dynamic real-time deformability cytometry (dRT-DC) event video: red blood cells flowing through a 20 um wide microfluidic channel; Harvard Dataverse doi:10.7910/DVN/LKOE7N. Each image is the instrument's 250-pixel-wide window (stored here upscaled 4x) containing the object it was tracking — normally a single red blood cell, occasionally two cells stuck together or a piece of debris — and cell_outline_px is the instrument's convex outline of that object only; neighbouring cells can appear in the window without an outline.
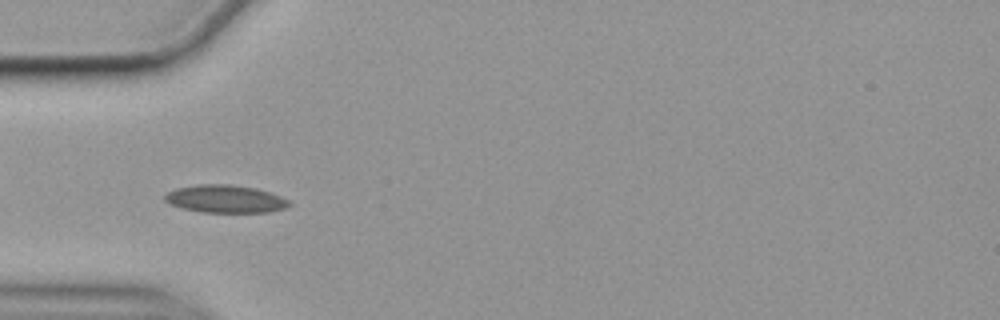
{"species": "common noctule bat (a hibernating species)", "species_latin": "Nyctalus noctula", "temperature_condition": "cold", "stored_images_in_passage": 56, "camera_frame_rate_fps": 3000, "um_per_image_px": 0.085, "animal": {"sex": "female", "body_mass_g": 19.9}, "frame": {"image": 1, "passage_image": 17, "time_ms": 5.333, "image_size_px": [1000, 320], "cell_outline_px": [[292, 204], [284, 208], [268, 212], [200, 212], [184, 208], [172, 204], [164, 200], [164, 196], [168, 192], [176, 188], [196, 184], [228, 184], [256, 188], [280, 196], [288, 200]], "centroid_in_image_um": [19.14, 16.9], "position_along_channel_um": 65.9, "area_um2": 19.94}}
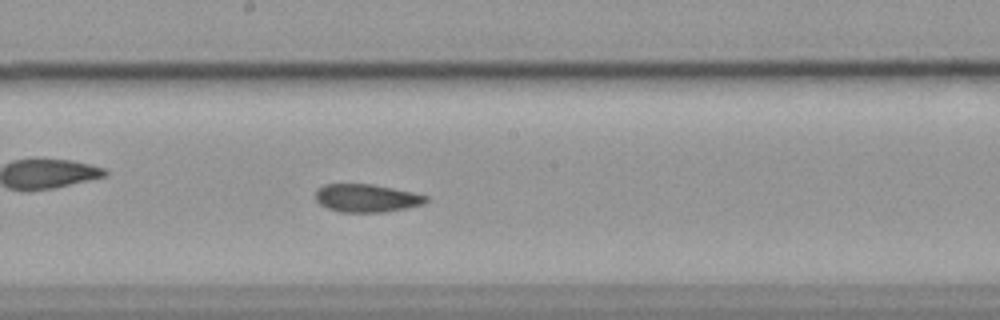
{"frame": {"image": 2, "passage_image": 30, "time_ms": 9.667, "image_size_px": [1000, 320], "cell_outline_px": [[428, 200], [424, 204], [408, 208], [384, 212], [340, 212], [328, 208], [320, 204], [316, 200], [316, 188], [324, 184], [372, 184], [412, 192], [428, 196]], "centroid_in_image_um": [31.16, 16.84], "position_along_channel_um": 217.0, "area_um2": 18.09}}
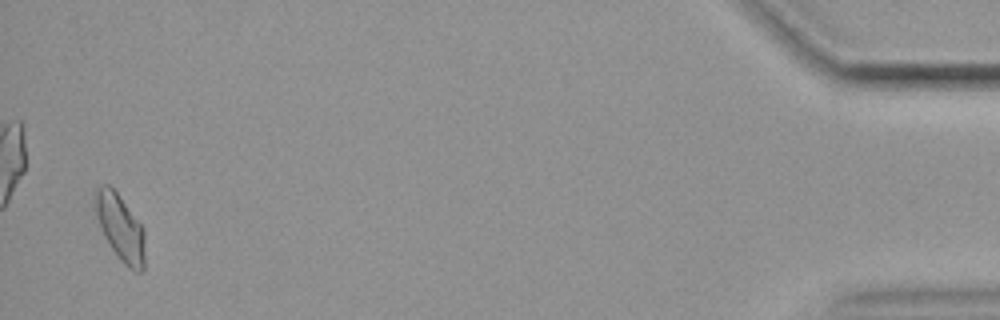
{"frame": {"image": 3, "passage_image": 55, "time_ms": 18.0, "image_size_px": [1000, 320], "cell_outline_px": [[144, 272], [136, 272], [128, 268], [120, 260], [104, 236], [100, 228], [92, 208], [92, 192], [104, 184], [108, 184], [116, 192], [144, 228]], "centroid_in_image_um": [10.17, 19.32], "position_along_channel_um": 425.0, "area_um2": 19.59}, "authors_computed_cell_mechanics": {"area_um2": 18.496, "velocity_mm_per_s": 3.5144, "shape_relaxation_time_tau1_ms": null, "shape_relaxation_time_tau2_ms": 3.3438, "deformation_change_tau1": null, "deformation_change_tau2": 0.0904}}